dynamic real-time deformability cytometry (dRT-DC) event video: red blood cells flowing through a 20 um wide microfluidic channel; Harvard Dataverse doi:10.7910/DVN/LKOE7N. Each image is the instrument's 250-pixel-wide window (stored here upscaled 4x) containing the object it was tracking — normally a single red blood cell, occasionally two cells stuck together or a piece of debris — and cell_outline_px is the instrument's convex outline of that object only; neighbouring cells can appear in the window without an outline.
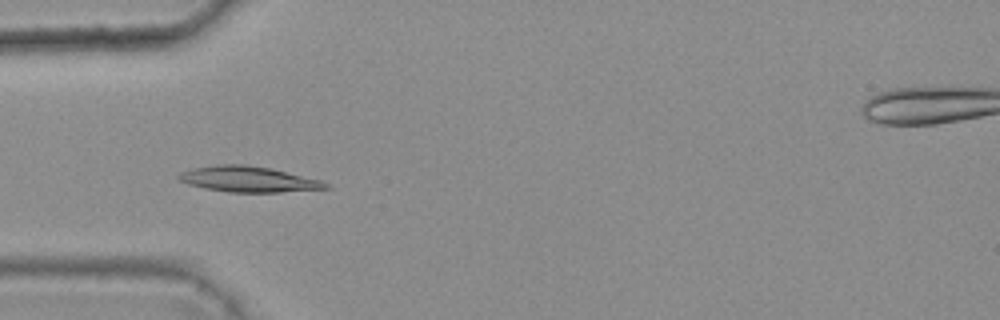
{"species": "common noctule bat (a hibernating species)", "species_latin": "Nyctalus noctula", "temperature_condition": "warm", "stored_images_in_passage": 5, "camera_frame_rate_fps": 3000, "um_per_image_px": 0.085, "animal": {"sex": "female", "body_mass_g": 25.1}, "frame": {"image": 1, "passage_image": 4, "time_ms": 1.0, "image_size_px": [1000, 320], "cell_outline_px": [[332, 188], [280, 192], [228, 192], [204, 188], [188, 184], [180, 180], [176, 176], [180, 172], [196, 168], [216, 164], [248, 164], [268, 168], [320, 180], [328, 184]], "centroid_in_image_um": [21.09, 15.23], "position_along_channel_um": 63.9, "area_um2": 21.79}}
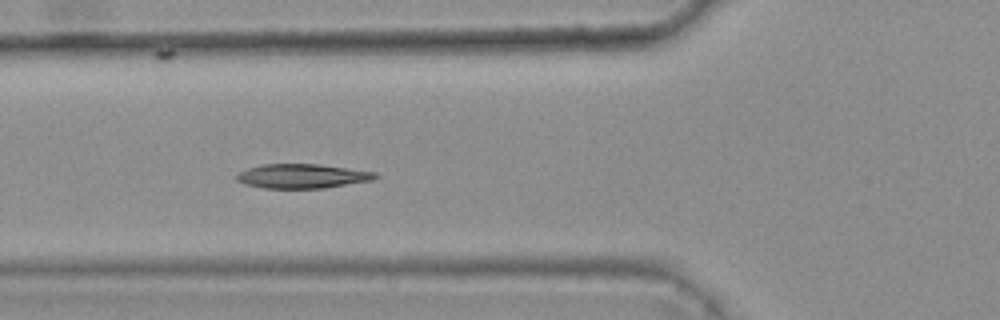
{"frame": {"image": 2, "passage_image": 5, "time_ms": 1.333, "image_size_px": [1000, 320], "cell_outline_px": [[380, 176], [372, 180], [324, 188], [264, 188], [244, 184], [236, 180], [236, 176], [240, 172], [248, 168], [260, 164], [320, 164], [376, 172]], "centroid_in_image_um": [25.69, 14.96], "position_along_channel_um": 100.1, "area_um2": 19.65}}